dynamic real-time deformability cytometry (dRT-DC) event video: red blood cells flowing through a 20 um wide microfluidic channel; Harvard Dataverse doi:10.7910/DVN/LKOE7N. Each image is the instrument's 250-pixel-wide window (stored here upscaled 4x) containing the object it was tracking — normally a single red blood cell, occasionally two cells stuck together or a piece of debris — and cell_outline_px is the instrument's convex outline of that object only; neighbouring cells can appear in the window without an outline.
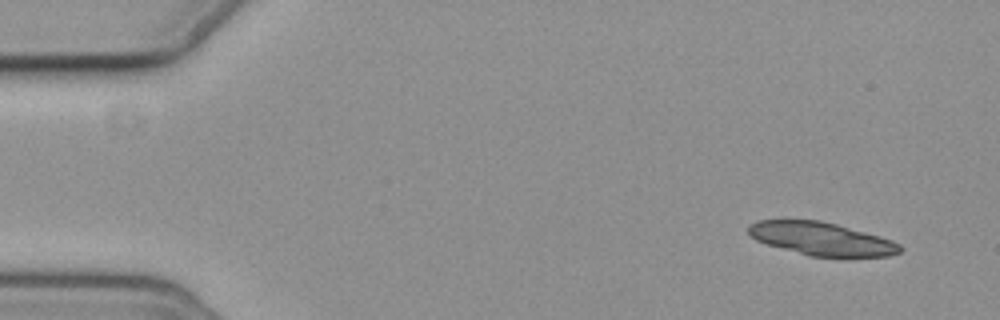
{"species": "common noctule bat (a hibernating species)", "species_latin": "Nyctalus noctula", "temperature_condition": "cold", "stored_images_in_passage": 6, "camera_frame_rate_fps": 3000, "um_per_image_px": 0.085, "animal": {"sex": "female", "body_mass_g": 19.3, "forearm_length_mm": 54.1}, "frame": {"image": 1, "passage_image": 1, "time_ms": 0.0, "image_size_px": [1000, 320], "cell_outline_px": [[904, 248], [900, 252], [888, 256], [808, 256], [768, 244], [756, 240], [748, 232], [748, 224], [756, 220], [820, 220], [836, 224], [880, 236], [892, 240], [900, 244]], "centroid_in_image_um": [69.82, 20.29], "position_along_channel_um": 15.2, "area_um2": 29.02}}